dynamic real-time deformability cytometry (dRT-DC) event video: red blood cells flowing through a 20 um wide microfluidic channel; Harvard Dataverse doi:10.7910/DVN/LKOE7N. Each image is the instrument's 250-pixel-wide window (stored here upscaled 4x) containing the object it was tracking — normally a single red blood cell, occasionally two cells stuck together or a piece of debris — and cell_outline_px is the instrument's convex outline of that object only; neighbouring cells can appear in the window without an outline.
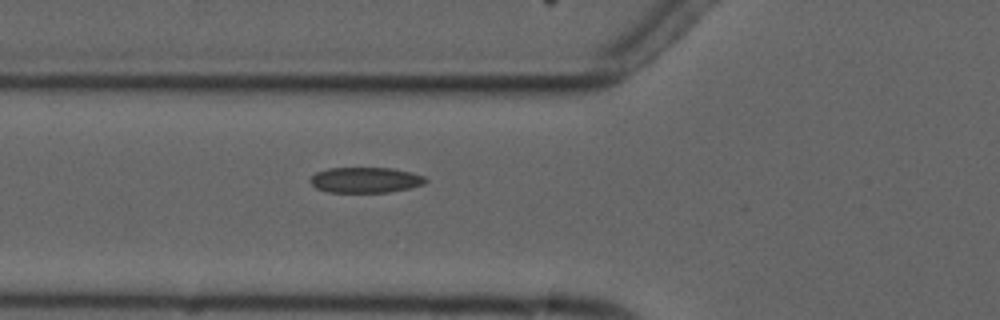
{"species": "common noctule bat (a hibernating species)", "species_latin": "Nyctalus noctula", "temperature_condition": "cold", "stored_images_in_passage": 4, "camera_frame_rate_fps": 3000, "um_per_image_px": 0.085, "animal": {"sex": "male", "forearm_length_mm": 52.5}, "frame": {"image": 1, "passage_image": 4, "time_ms": 3.333, "image_size_px": [1000, 320], "cell_outline_px": [[428, 180], [424, 184], [408, 188], [388, 192], [328, 192], [316, 188], [308, 180], [316, 172], [328, 168], [392, 168], [412, 172], [424, 176]], "centroid_in_image_um": [31.06, 15.29], "position_along_channel_um": 94.7, "area_um2": 17.17}}